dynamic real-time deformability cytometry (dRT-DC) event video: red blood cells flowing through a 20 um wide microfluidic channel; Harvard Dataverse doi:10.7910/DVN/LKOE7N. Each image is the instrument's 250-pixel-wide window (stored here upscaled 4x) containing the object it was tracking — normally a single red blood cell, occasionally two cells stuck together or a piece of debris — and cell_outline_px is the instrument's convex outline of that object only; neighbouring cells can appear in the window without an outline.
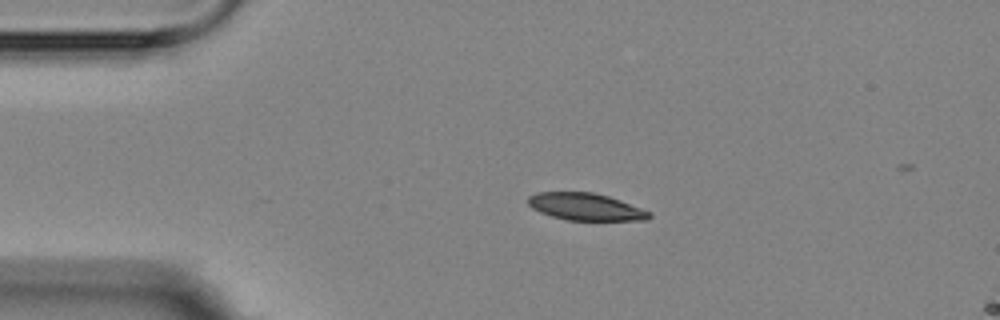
{"species": "Egyptian fruit bat (a non-hibernating species)", "species_latin": "Rousettus aegyptiacus", "temperature_condition": "room temperature", "stored_images_in_passage": 3, "segment_of_instrument_passage": [1, 2], "camera_frame_rate_fps": 3000, "um_per_image_px": 0.085, "animal": {"sex": "female"}, "frame": {"image": 1, "passage_image": 1, "time_ms": 0.0, "image_size_px": [1000, 320], "cell_outline_px": [[652, 216], [648, 220], [568, 220], [552, 216], [540, 212], [532, 208], [528, 204], [528, 196], [536, 192], [592, 192], [608, 196], [620, 200], [652, 212]], "centroid_in_image_um": [49.79, 17.57], "position_along_channel_um": 35.2, "area_um2": 19.19}}